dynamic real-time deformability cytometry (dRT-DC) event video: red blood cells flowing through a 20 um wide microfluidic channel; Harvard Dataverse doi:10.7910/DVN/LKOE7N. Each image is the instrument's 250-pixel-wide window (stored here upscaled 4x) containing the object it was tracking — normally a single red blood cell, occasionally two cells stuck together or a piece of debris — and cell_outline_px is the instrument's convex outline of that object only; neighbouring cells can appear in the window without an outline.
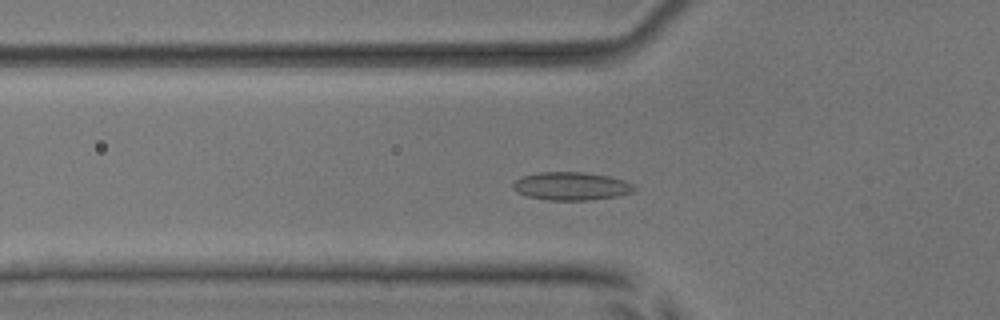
{"species": "common noctule bat (a hibernating species)", "species_latin": "Nyctalus noctula", "temperature_condition": "room temperature", "stored_images_in_passage": 51, "camera_frame_rate_fps": 3000, "um_per_image_px": 0.085, "animal": {"sex": "male", "body_mass_g": 17.9, "forearm_length_mm": 54.2}, "frame": {"image": 1, "passage_image": 16, "time_ms": 5.0, "image_size_px": [1000, 320], "cell_outline_px": [[636, 188], [632, 192], [616, 196], [588, 200], [548, 200], [528, 196], [512, 188], [512, 184], [516, 180], [524, 176], [536, 172], [584, 172], [608, 176], [624, 180], [632, 184]], "centroid_in_image_um": [48.56, 15.81], "position_along_channel_um": 77.2, "area_um2": 19.65}}
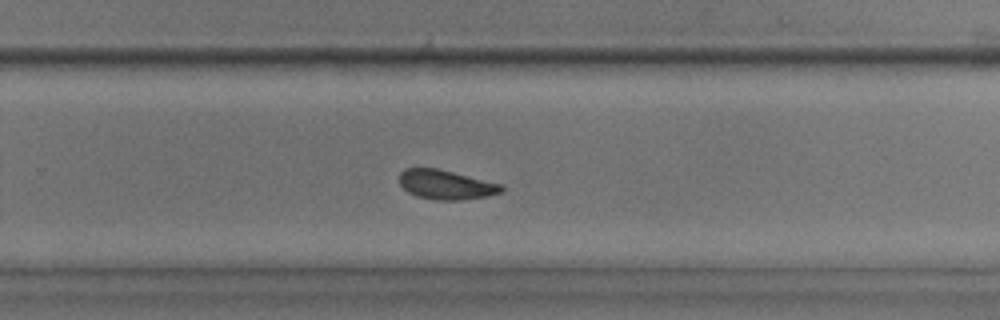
{"frame": {"image": 2, "passage_image": 33, "time_ms": 10.667, "image_size_px": [1000, 320], "cell_outline_px": [[504, 188], [500, 192], [488, 196], [460, 200], [436, 200], [416, 196], [408, 192], [400, 184], [400, 172], [404, 168], [436, 168], [504, 184]], "centroid_in_image_um": [37.92, 15.7], "position_along_channel_um": 291.9, "area_um2": 17.51}}
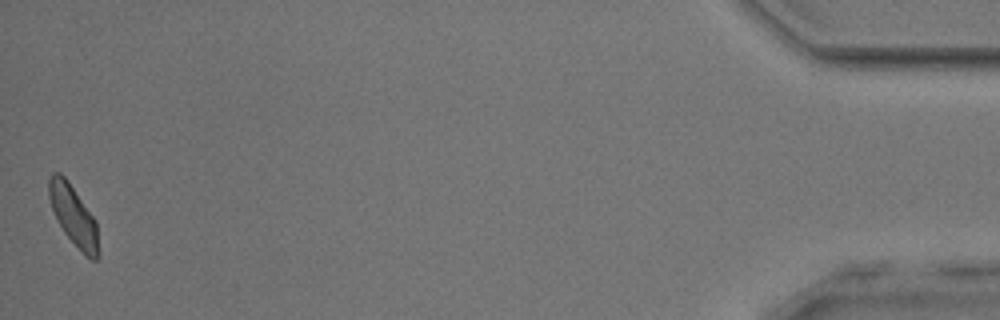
{"frame": {"image": 3, "passage_image": 51, "time_ms": 16.667, "image_size_px": [1000, 320], "cell_outline_px": [[100, 256], [96, 260], [92, 260], [84, 256], [64, 232], [52, 208], [48, 196], [48, 180], [52, 172], [60, 172], [68, 180], [96, 220], [100, 252]], "centroid_in_image_um": [6.27, 18.35], "position_along_channel_um": 428.9, "area_um2": 17.57}, "authors_computed_cell_mechanics": {"area_um2": 18.0914, "velocity_mm_per_s": 3.7955, "shape_relaxation_time_tau1_ms": 3.122, "shape_relaxation_time_tau2_ms": 1.6968, "deformation_change_tau1": 0.0654, "deformation_change_tau2": 0.0625}}